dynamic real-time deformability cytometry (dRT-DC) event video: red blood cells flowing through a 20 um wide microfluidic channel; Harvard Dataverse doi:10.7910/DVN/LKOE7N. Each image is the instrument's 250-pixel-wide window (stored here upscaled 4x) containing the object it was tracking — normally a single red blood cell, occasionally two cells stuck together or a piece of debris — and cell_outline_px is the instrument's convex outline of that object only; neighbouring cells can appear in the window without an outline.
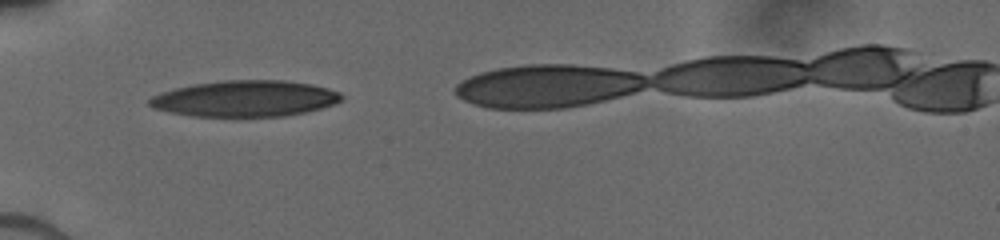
{"species": "human", "species_latin": "Homo sapiens", "temperature_condition": "cold", "stored_images_in_passage": 5, "segment_of_instrument_passage": [1, 2], "camera_frame_rate_fps": 3000, "um_per_image_px": 0.085, "donor": {"sex": "male"}, "frame": {"image": 1, "passage_image": 1, "time_ms": 0.0, "image_size_px": [1000, 240], "cell_outline_px": [[344, 100], [320, 108], [304, 112], [284, 116], [192, 116], [168, 112], [152, 108], [148, 104], [148, 100], [152, 96], [176, 88], [192, 84], [224, 80], [284, 80], [312, 84], [328, 88], [340, 92], [344, 96]], "centroid_in_image_um": [20.84, 8.37], "position_along_channel_um": 64.2, "area_um2": 40.46}}
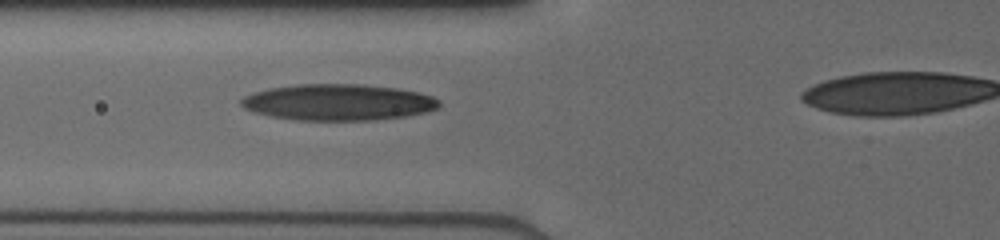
{"frame": {"image": 2, "passage_image": 4, "time_ms": 1.0, "image_size_px": [1000, 240], "cell_outline_px": [[440, 108], [424, 112], [404, 116], [372, 120], [300, 120], [272, 116], [256, 112], [244, 108], [240, 104], [240, 100], [244, 96], [268, 88], [296, 84], [360, 84], [396, 88], [416, 92], [432, 96], [440, 100]], "centroid_in_image_um": [28.75, 8.68], "position_along_channel_um": 97.1, "area_um2": 41.62}}